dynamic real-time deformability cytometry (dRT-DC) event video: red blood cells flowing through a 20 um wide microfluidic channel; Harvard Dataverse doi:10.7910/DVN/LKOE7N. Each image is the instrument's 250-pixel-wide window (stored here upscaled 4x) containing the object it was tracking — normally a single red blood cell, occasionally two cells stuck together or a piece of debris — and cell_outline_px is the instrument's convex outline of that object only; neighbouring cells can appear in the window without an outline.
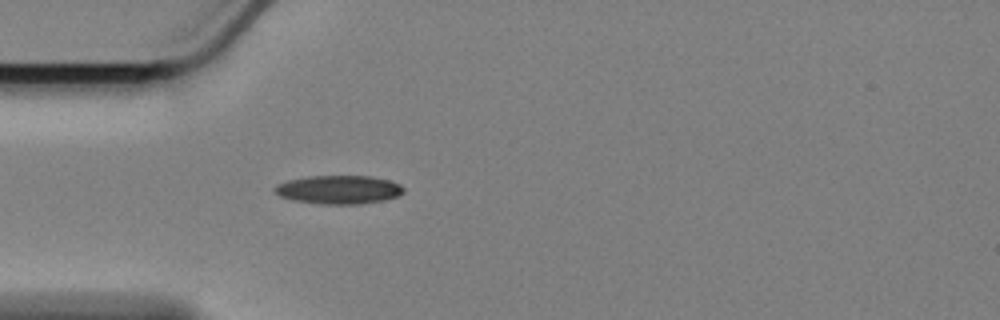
{"species": "Egyptian fruit bat (a non-hibernating species)", "species_latin": "Rousettus aegyptiacus", "temperature_condition": "cold", "stored_images_in_passage": 43, "camera_frame_rate_fps": 3000, "um_per_image_px": 0.085, "animal": {"sex": "female"}, "frame": {"image": 1, "passage_image": 1, "time_ms": 0.0, "image_size_px": [1000, 320], "cell_outline_px": [[404, 192], [396, 196], [384, 200], [360, 204], [320, 204], [292, 200], [280, 196], [272, 188], [276, 184], [288, 180], [308, 176], [372, 176], [388, 180], [400, 184], [404, 188]], "centroid_in_image_um": [28.77, 16.12], "position_along_channel_um": 56.2, "area_um2": 21.5}}
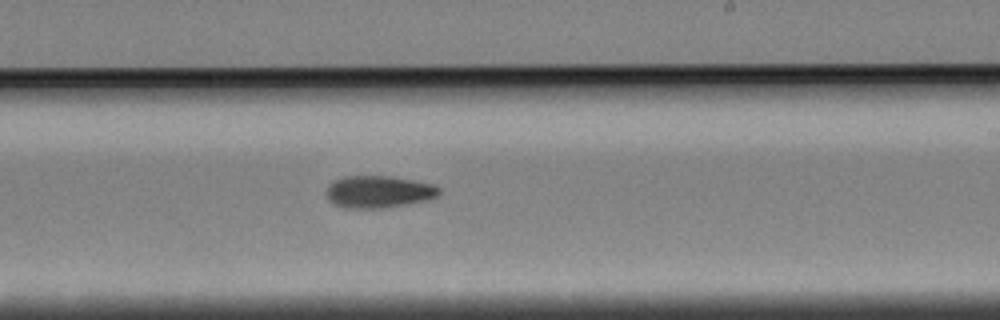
{"frame": {"image": 2, "passage_image": 19, "time_ms": 6.0, "image_size_px": [1000, 320], "cell_outline_px": [[440, 192], [436, 196], [424, 200], [408, 204], [380, 208], [348, 208], [336, 204], [328, 200], [328, 184], [344, 176], [392, 176], [432, 184], [440, 188]], "centroid_in_image_um": [32.18, 16.29], "position_along_channel_um": 256.8, "area_um2": 20.81}}
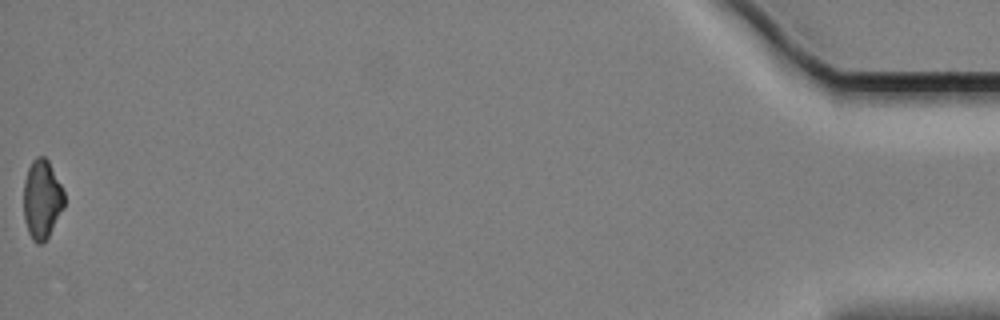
{"frame": {"image": 3, "passage_image": 43, "time_ms": 14.0, "image_size_px": [1000, 320], "cell_outline_px": [[64, 208], [48, 236], [40, 244], [36, 244], [32, 240], [28, 232], [24, 220], [24, 180], [28, 168], [32, 160], [36, 156], [44, 156], [48, 160], [64, 192]], "centroid_in_image_um": [3.55, 16.94], "position_along_channel_um": 431.6, "area_um2": 18.67}, "authors_computed_cell_mechanics": {"area_um2": 20.2878, "velocity_mm_per_s": 3.401, "shape_relaxation_time_tau1_ms": 5.3464, "shape_relaxation_time_tau2_ms": null, "deformation_change_tau1": 0.1439, "deformation_change_tau2": null}}